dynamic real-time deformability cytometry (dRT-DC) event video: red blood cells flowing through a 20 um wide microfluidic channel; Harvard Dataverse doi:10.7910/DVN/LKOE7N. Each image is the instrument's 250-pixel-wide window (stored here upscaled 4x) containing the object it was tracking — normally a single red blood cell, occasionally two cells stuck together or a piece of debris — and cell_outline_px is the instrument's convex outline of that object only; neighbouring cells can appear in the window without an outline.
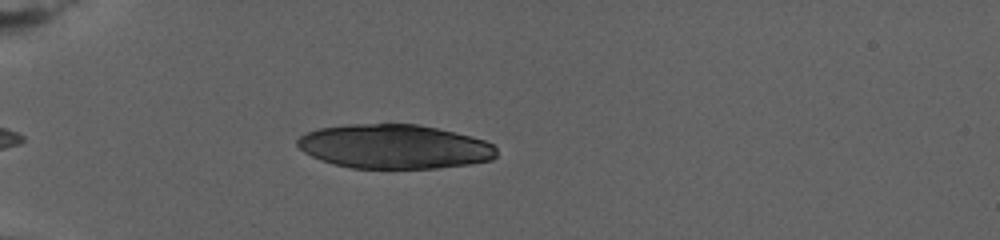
{"species": "human", "species_latin": "Homo sapiens", "temperature_condition": "warm", "stored_images_in_passage": 38, "camera_frame_rate_fps": 3000, "um_per_image_px": 0.085, "donor": {"sex": "female"}, "frame": {"image": 1, "passage_image": 5, "time_ms": 2.0, "image_size_px": [1000, 240], "cell_outline_px": [[496, 156], [492, 160], [472, 164], [436, 168], [352, 168], [332, 164], [320, 160], [304, 152], [296, 144], [296, 140], [300, 136], [308, 132], [320, 128], [348, 124], [420, 124], [472, 136], [484, 140], [492, 144], [496, 148]], "centroid_in_image_um": [33.52, 12.46], "position_along_channel_um": 51.5, "area_um2": 51.5}}
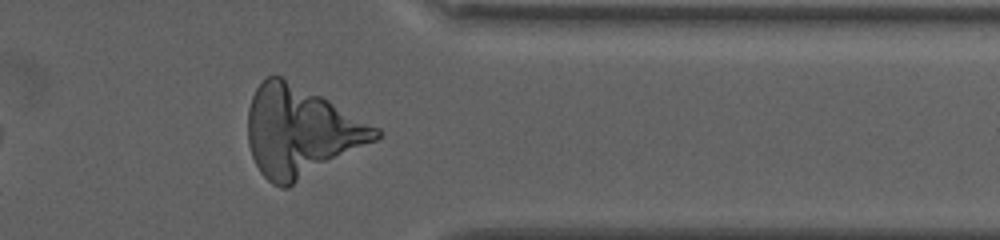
{"frame": {"image": 2, "passage_image": 33, "time_ms": 16.0, "image_size_px": [1000, 240], "cell_outline_px": [[380, 136], [376, 140], [288, 188], [280, 188], [272, 184], [260, 172], [252, 156], [248, 144], [248, 108], [252, 96], [256, 88], [268, 76], [280, 76], [328, 100], [380, 128]], "centroid_in_image_um": [25.54, 11.21], "position_along_channel_um": 385.9, "area_um2": 66.47}}